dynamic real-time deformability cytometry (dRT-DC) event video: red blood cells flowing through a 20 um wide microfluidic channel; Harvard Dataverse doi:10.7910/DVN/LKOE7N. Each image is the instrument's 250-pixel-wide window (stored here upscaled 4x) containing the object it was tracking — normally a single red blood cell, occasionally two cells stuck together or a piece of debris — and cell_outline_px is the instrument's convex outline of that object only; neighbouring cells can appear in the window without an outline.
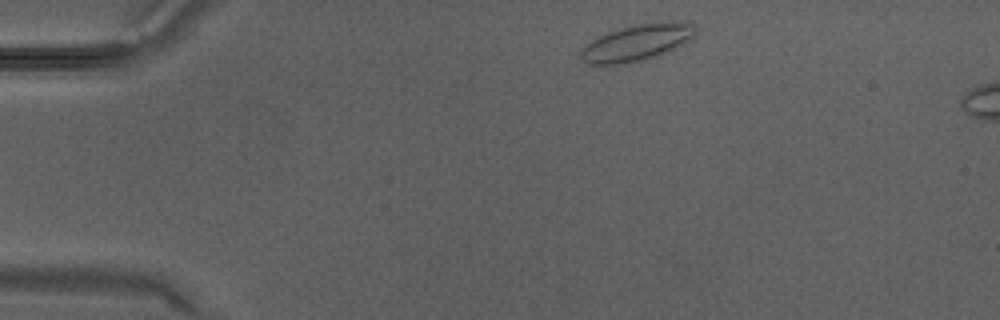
{"species": "Egyptian fruit bat (a non-hibernating species)", "species_latin": "Rousettus aegyptiacus", "temperature_condition": "warm", "stored_images_in_passage": 4, "camera_frame_rate_fps": 3000, "um_per_image_px": 0.085, "animal": {"sex": "male"}, "frame": {"image": 1, "passage_image": 1, "time_ms": 0.0, "image_size_px": [1000, 320], "cell_outline_px": [[696, 32], [684, 44], [660, 56], [644, 60], [620, 64], [588, 64], [580, 60], [580, 48], [596, 36], [608, 32], [640, 24], [696, 24]], "centroid_in_image_um": [54.04, 3.69], "position_along_channel_um": 31.0, "area_um2": 23.81}}